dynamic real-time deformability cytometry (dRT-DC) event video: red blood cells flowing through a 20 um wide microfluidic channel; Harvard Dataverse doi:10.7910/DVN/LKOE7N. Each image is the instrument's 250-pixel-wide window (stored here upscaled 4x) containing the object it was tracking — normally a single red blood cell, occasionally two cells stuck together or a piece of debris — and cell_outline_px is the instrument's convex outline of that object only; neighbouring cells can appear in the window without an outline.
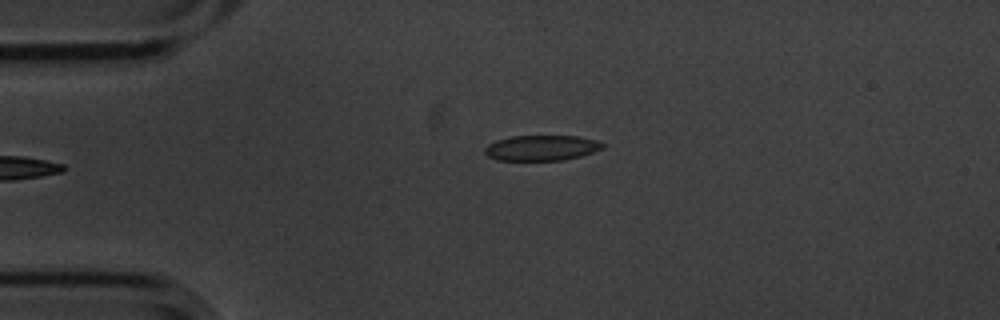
{"species": "common noctule bat (a hibernating species)", "species_latin": "Nyctalus noctula", "temperature_condition": "cold", "stored_images_in_passage": 5, "camera_frame_rate_fps": 3000, "um_per_image_px": 0.085, "animal": {"sex": "male", "body_mass_g": 20.1, "forearm_length_mm": 53.5}, "frame": {"image": 1, "passage_image": 5, "time_ms": 1.333, "image_size_px": [1000, 320], "cell_outline_px": [[604, 148], [580, 156], [564, 160], [496, 160], [488, 156], [484, 152], [484, 148], [488, 144], [496, 140], [512, 136], [576, 136], [596, 140], [604, 144]], "centroid_in_image_um": [46.01, 12.57], "position_along_channel_um": 39.0, "area_um2": 17.4}}